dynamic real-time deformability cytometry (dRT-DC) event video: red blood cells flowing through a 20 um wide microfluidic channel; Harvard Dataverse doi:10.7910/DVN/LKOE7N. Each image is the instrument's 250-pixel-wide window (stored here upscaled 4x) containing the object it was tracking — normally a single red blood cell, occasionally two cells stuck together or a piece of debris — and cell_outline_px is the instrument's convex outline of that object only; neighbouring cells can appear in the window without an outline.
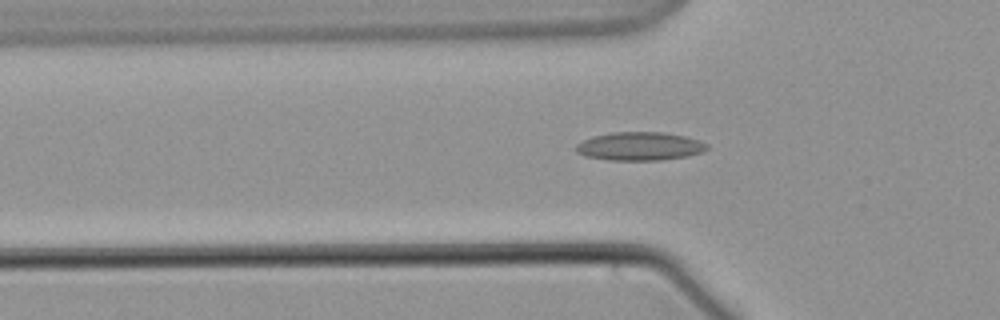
{"species": "common noctule bat (a hibernating species)", "species_latin": "Nyctalus noctula", "temperature_condition": "warm", "stored_images_in_passage": 52, "camera_frame_rate_fps": 3000, "um_per_image_px": 0.085, "animal": {"sex": "male", "body_mass_g": 21.5, "forearm_length_mm": 52.0}, "frame": {"image": 1, "passage_image": 19, "time_ms": 6.0, "image_size_px": [1000, 320], "cell_outline_px": [[708, 148], [700, 152], [688, 156], [660, 160], [608, 160], [584, 156], [576, 152], [576, 144], [592, 136], [612, 132], [660, 132], [684, 136], [708, 144]], "centroid_in_image_um": [54.33, 12.43], "position_along_channel_um": 71.5, "area_um2": 21.56}}
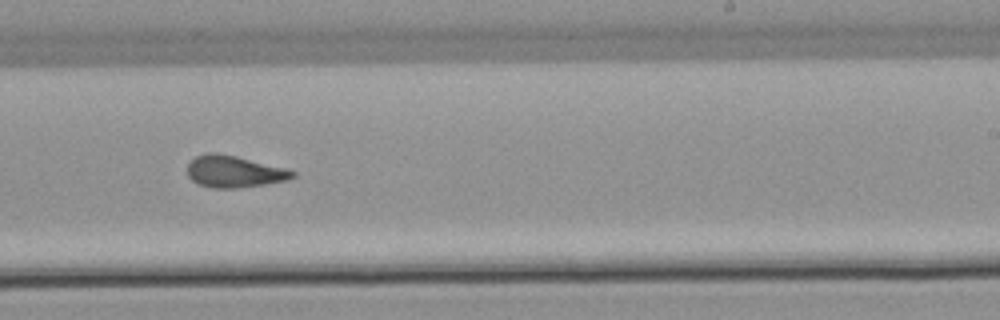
{"frame": {"image": 2, "passage_image": 36, "time_ms": 11.667, "image_size_px": [1000, 320], "cell_outline_px": [[296, 176], [288, 180], [264, 184], [236, 188], [212, 188], [200, 184], [192, 180], [188, 176], [188, 164], [196, 156], [208, 152], [216, 152], [236, 156], [284, 168], [296, 172]], "centroid_in_image_um": [19.9, 14.58], "position_along_channel_um": 269.1, "area_um2": 19.31}}
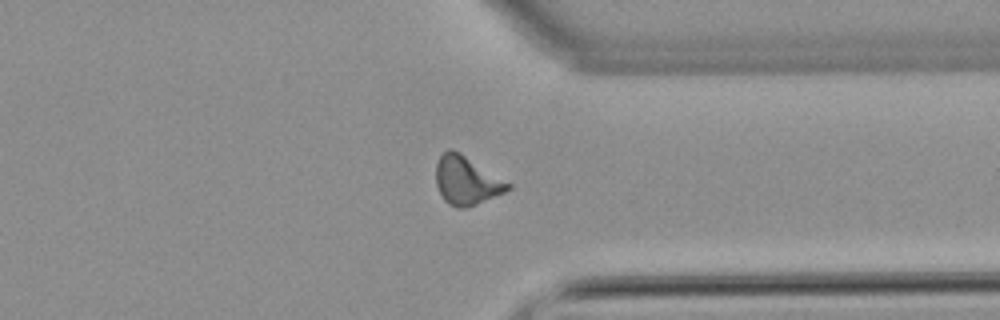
{"frame": {"image": 3, "passage_image": 45, "time_ms": 14.667, "image_size_px": [1000, 320], "cell_outline_px": [[512, 188], [504, 192], [468, 208], [456, 208], [448, 204], [444, 200], [436, 184], [436, 164], [440, 156], [448, 148], [452, 148], [512, 184]], "centroid_in_image_um": [39.64, 15.36], "position_along_channel_um": 371.8, "area_um2": 20.23}}